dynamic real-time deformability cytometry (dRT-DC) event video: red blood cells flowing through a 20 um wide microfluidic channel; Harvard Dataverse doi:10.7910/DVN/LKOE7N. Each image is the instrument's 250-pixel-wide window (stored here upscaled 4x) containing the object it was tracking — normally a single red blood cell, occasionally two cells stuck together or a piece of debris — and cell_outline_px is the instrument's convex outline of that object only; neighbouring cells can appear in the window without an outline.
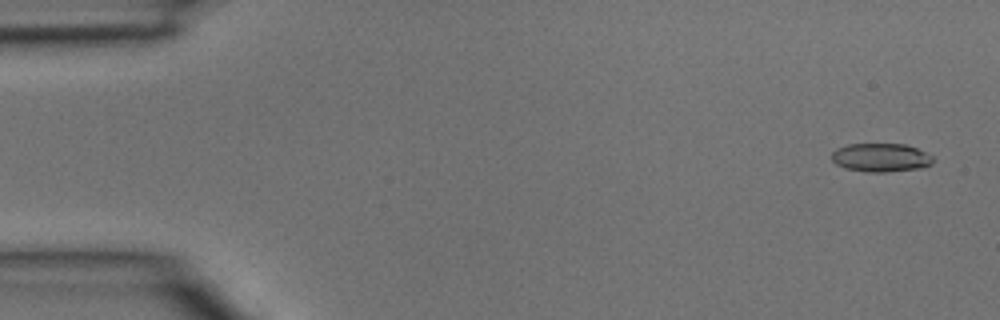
{"species": "common noctule bat (a hibernating species)", "species_latin": "Nyctalus noctula", "temperature_condition": "room temperature", "stored_images_in_passage": 4, "camera_frame_rate_fps": 3000, "um_per_image_px": 0.085, "animal": {"sex": "male", "body_mass_g": 15.6}, "frame": {"image": 1, "passage_image": 1, "time_ms": 0.0, "image_size_px": [1000, 320], "cell_outline_px": [[936, 160], [932, 164], [924, 168], [884, 172], [868, 172], [844, 168], [836, 164], [832, 160], [832, 152], [836, 148], [848, 144], [904, 144], [916, 148], [932, 156]], "centroid_in_image_um": [74.88, 13.4], "position_along_channel_um": 10.1, "area_um2": 16.99}}